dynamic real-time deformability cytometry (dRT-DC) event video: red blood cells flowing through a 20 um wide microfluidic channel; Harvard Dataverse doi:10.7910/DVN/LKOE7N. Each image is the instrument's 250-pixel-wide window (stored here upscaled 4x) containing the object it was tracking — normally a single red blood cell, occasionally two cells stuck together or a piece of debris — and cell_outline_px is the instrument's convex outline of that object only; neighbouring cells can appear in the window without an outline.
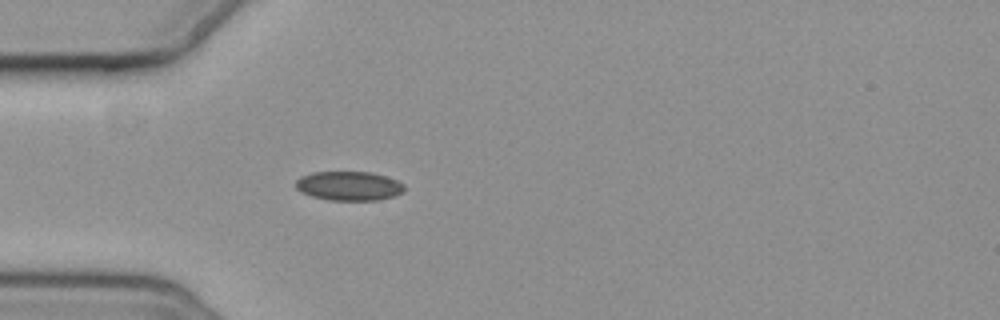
{"species": "common noctule bat (a hibernating species)", "species_latin": "Nyctalus noctula", "temperature_condition": "cold", "stored_images_in_passage": 2, "camera_frame_rate_fps": 3000, "um_per_image_px": 0.085, "animal": {"sex": "female", "body_mass_g": 19.3, "forearm_length_mm": 54.1}, "frame": {"image": 1, "passage_image": 2, "time_ms": 2.0, "image_size_px": [1000, 320], "cell_outline_px": [[404, 192], [392, 196], [376, 200], [328, 200], [312, 196], [300, 192], [296, 188], [296, 180], [300, 176], [312, 172], [372, 172], [396, 180], [404, 184]], "centroid_in_image_um": [29.63, 15.8], "position_along_channel_um": 55.4, "area_um2": 18.44}}